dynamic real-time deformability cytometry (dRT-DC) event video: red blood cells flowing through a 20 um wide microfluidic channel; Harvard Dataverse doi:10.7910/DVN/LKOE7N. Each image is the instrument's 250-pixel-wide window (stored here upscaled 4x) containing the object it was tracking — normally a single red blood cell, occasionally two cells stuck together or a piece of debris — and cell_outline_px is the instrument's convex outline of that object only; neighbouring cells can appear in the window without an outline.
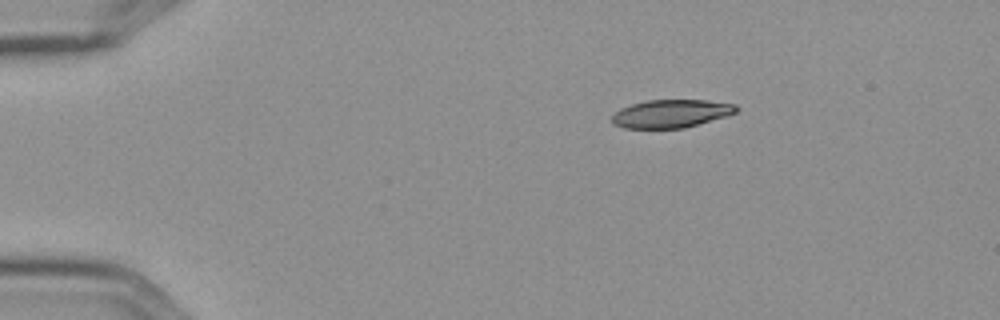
{"species": "Egyptian fruit bat (a non-hibernating species)", "species_latin": "Rousettus aegyptiacus", "temperature_condition": "cold", "stored_images_in_passage": 4, "camera_frame_rate_fps": 3000, "um_per_image_px": 0.085, "frame": {"image": 1, "passage_image": 1, "time_ms": 0.0, "image_size_px": [1000, 320], "cell_outline_px": [[740, 108], [736, 112], [728, 116], [684, 128], [624, 128], [612, 124], [612, 116], [620, 108], [632, 104], [648, 100], [704, 100], [736, 104]], "centroid_in_image_um": [57.06, 9.66], "position_along_channel_um": 27.9, "area_um2": 20.4}}
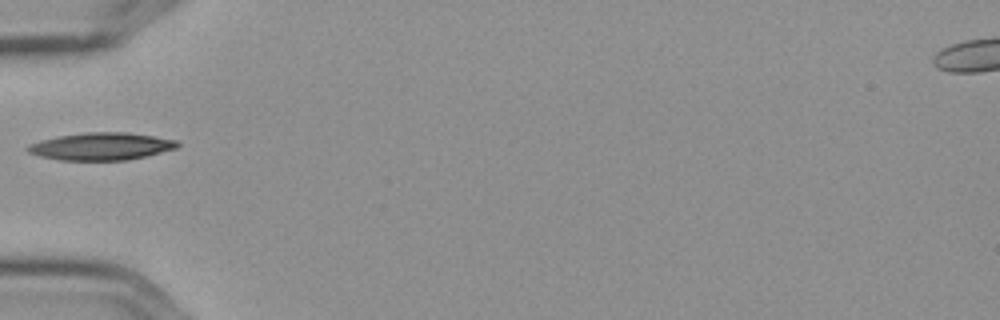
{"frame": {"image": 2, "passage_image": 3, "time_ms": 0.667, "image_size_px": [1000, 320], "cell_outline_px": [[180, 144], [176, 148], [128, 160], [60, 160], [40, 156], [28, 152], [24, 148], [28, 144], [40, 140], [56, 136], [84, 132], [128, 132], [176, 140]], "centroid_in_image_um": [8.54, 12.43], "position_along_channel_um": 76.5, "area_um2": 23.93}}
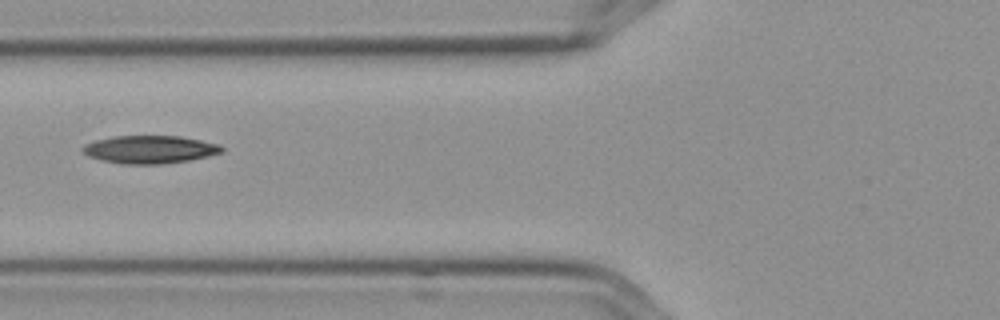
{"frame": {"image": 3, "passage_image": 4, "time_ms": 1.0, "image_size_px": [1000, 320], "cell_outline_px": [[224, 152], [208, 156], [188, 160], [160, 164], [124, 164], [104, 160], [88, 156], [80, 148], [84, 144], [96, 140], [112, 136], [180, 136], [220, 144], [224, 148]], "centroid_in_image_um": [12.75, 12.69], "position_along_channel_um": 113.1, "area_um2": 22.54}}